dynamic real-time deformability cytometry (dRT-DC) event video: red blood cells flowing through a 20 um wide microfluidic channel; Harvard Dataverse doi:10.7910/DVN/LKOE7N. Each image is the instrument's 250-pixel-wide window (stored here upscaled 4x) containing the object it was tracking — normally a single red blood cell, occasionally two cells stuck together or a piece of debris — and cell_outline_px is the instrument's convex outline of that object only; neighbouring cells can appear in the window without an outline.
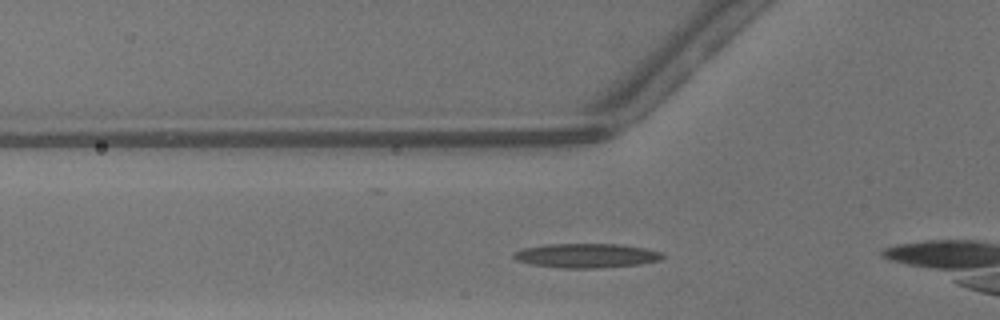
{"species": "common noctule bat (a hibernating species)", "species_latin": "Nyctalus noctula", "temperature_condition": "warm", "stored_images_in_passage": 30, "camera_frame_rate_fps": 3000, "um_per_image_px": 0.085, "animal": {"sex": "male", "body_mass_g": 13.3}, "frame": {"image": 1, "passage_image": 9, "time_ms": 2.667, "image_size_px": [1000, 320], "cell_outline_px": [[664, 256], [660, 260], [640, 264], [600, 268], [564, 268], [532, 264], [516, 260], [512, 256], [516, 252], [524, 248], [548, 244], [620, 244], [644, 248], [660, 252]], "centroid_in_image_um": [49.86, 21.73], "position_along_channel_um": 75.9, "area_um2": 20.87}}
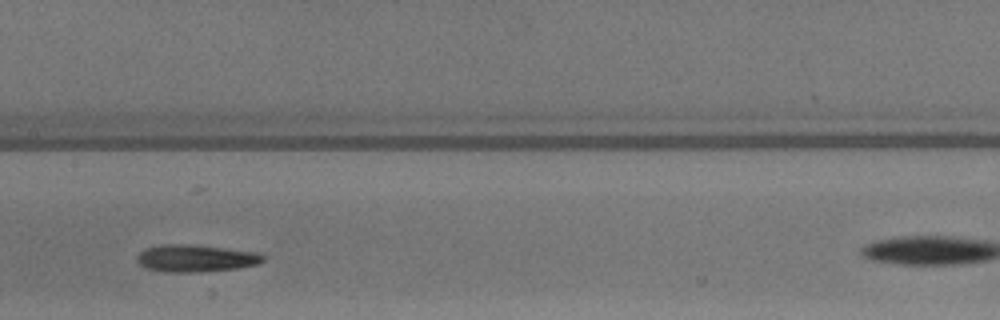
{"frame": {"image": 2, "passage_image": 17, "time_ms": 5.333, "image_size_px": [1000, 320], "cell_outline_px": [[264, 260], [256, 264], [240, 268], [200, 272], [164, 272], [144, 268], [136, 260], [136, 256], [140, 252], [148, 248], [160, 244], [184, 244], [224, 248], [256, 252], [264, 256]], "centroid_in_image_um": [16.6, 21.96], "position_along_channel_um": 190.8, "area_um2": 19.94}}
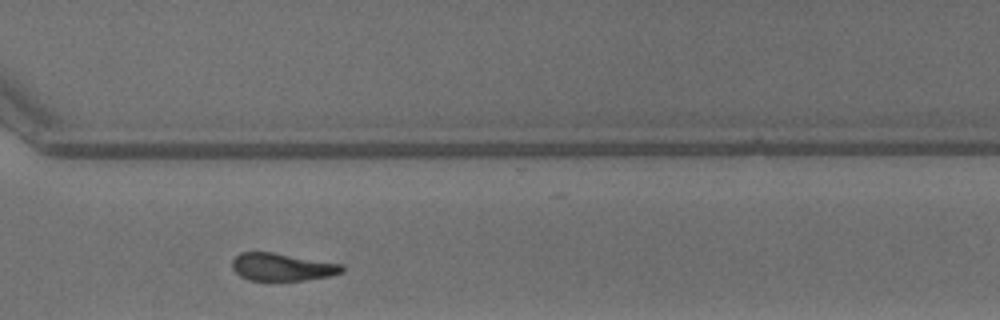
{"frame": {"image": 3, "passage_image": 28, "time_ms": 9.0, "image_size_px": [1000, 320], "cell_outline_px": [[344, 272], [328, 276], [304, 280], [248, 280], [240, 276], [232, 268], [232, 260], [240, 252], [272, 252], [344, 264]], "centroid_in_image_um": [23.99, 22.69], "position_along_channel_um": 346.6, "area_um2": 17.69}, "authors_computed_cell_mechanics": {"area_um2": 19.2763, "velocity_mm_per_s": 4.267, "shape_relaxation_time_tau1_ms": null, "shape_relaxation_time_tau2_ms": 7.2373, "deformation_change_tau1": null, "deformation_change_tau2": 0.1901}}